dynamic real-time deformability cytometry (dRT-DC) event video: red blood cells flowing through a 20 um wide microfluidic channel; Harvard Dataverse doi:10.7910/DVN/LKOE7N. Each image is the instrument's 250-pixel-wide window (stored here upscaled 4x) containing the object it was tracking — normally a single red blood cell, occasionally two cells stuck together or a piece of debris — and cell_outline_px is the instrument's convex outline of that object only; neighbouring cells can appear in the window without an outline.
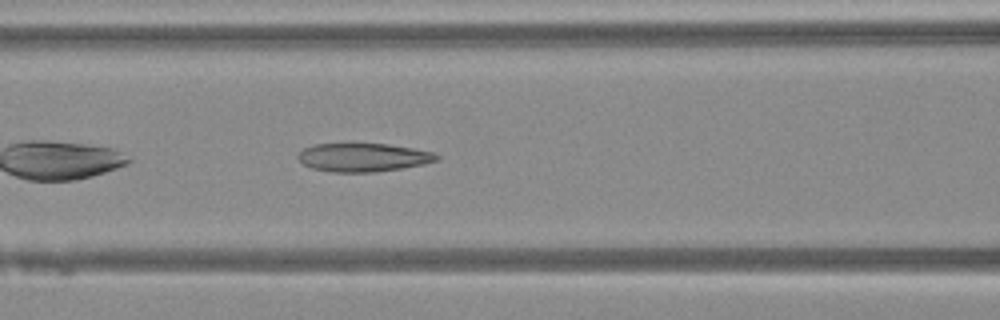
{"species": "Egyptian fruit bat (a non-hibernating species)", "species_latin": "Rousettus aegyptiacus", "temperature_condition": "warm", "stored_images_in_passage": 29, "camera_frame_rate_fps": 3000, "um_per_image_px": 0.085, "animal": {"sex": "female"}, "frame": {"image": 1, "passage_image": 7, "time_ms": 2.0, "image_size_px": [1000, 320], "cell_outline_px": [[440, 156], [436, 160], [424, 164], [400, 168], [372, 172], [332, 172], [312, 168], [304, 164], [296, 156], [304, 148], [312, 144], [388, 144], [412, 148], [432, 152]], "centroid_in_image_um": [30.84, 13.37], "position_along_channel_um": 135.8, "area_um2": 22.72}}
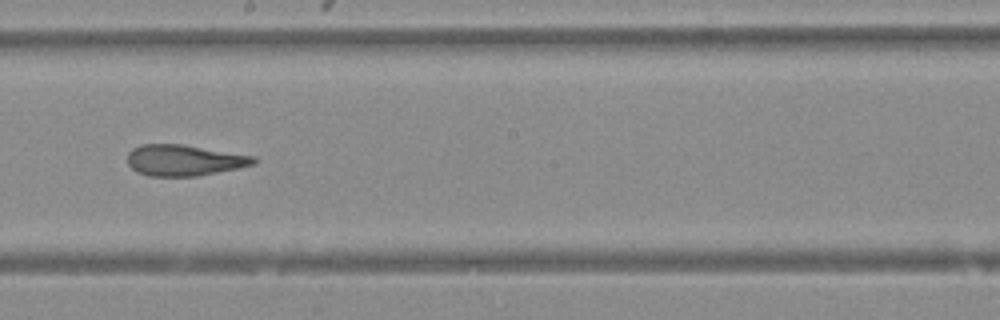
{"frame": {"image": 2, "passage_image": 14, "time_ms": 4.333, "image_size_px": [1000, 320], "cell_outline_px": [[256, 164], [196, 176], [148, 176], [136, 172], [128, 164], [128, 152], [132, 148], [140, 144], [184, 144], [256, 156]], "centroid_in_image_um": [15.64, 13.61], "position_along_channel_um": 232.6, "area_um2": 22.95}}
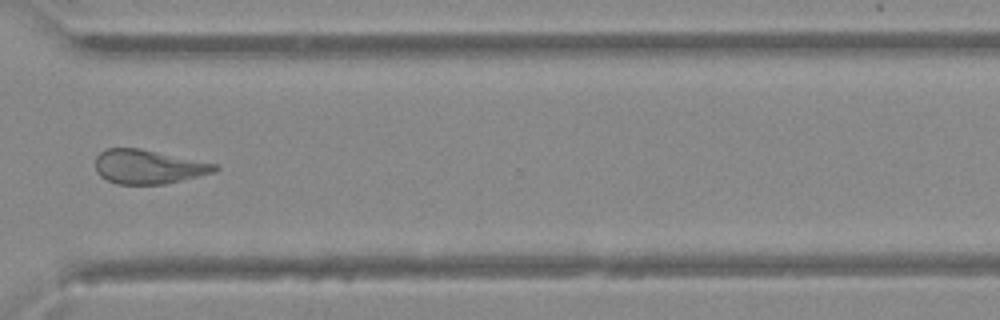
{"frame": {"image": 3, "passage_image": 23, "time_ms": 7.333, "image_size_px": [1000, 320], "cell_outline_px": [[220, 168], [216, 172], [164, 184], [116, 184], [100, 176], [96, 172], [96, 156], [100, 152], [108, 148], [140, 148], [220, 164]], "centroid_in_image_um": [12.65, 14.17], "position_along_channel_um": 358.0, "area_um2": 23.93}}